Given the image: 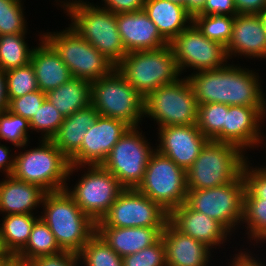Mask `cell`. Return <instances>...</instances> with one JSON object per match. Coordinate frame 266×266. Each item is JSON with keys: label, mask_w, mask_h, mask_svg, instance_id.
Wrapping results in <instances>:
<instances>
[{"label": "cell", "mask_w": 266, "mask_h": 266, "mask_svg": "<svg viewBox=\"0 0 266 266\" xmlns=\"http://www.w3.org/2000/svg\"><path fill=\"white\" fill-rule=\"evenodd\" d=\"M186 77L198 105L221 103L228 106L266 107L260 77L254 70L227 63L219 69L193 71Z\"/></svg>", "instance_id": "obj_1"}, {"label": "cell", "mask_w": 266, "mask_h": 266, "mask_svg": "<svg viewBox=\"0 0 266 266\" xmlns=\"http://www.w3.org/2000/svg\"><path fill=\"white\" fill-rule=\"evenodd\" d=\"M65 1L60 7L72 19L70 27L116 67L127 54L118 31L117 14L87 1Z\"/></svg>", "instance_id": "obj_2"}, {"label": "cell", "mask_w": 266, "mask_h": 266, "mask_svg": "<svg viewBox=\"0 0 266 266\" xmlns=\"http://www.w3.org/2000/svg\"><path fill=\"white\" fill-rule=\"evenodd\" d=\"M40 218L53 233L62 250L78 253L96 233V223L66 191L46 192ZM44 214V215H43Z\"/></svg>", "instance_id": "obj_3"}, {"label": "cell", "mask_w": 266, "mask_h": 266, "mask_svg": "<svg viewBox=\"0 0 266 266\" xmlns=\"http://www.w3.org/2000/svg\"><path fill=\"white\" fill-rule=\"evenodd\" d=\"M244 155L234 145L208 140L186 171L187 189L213 188L236 180L248 160Z\"/></svg>", "instance_id": "obj_4"}, {"label": "cell", "mask_w": 266, "mask_h": 266, "mask_svg": "<svg viewBox=\"0 0 266 266\" xmlns=\"http://www.w3.org/2000/svg\"><path fill=\"white\" fill-rule=\"evenodd\" d=\"M115 68L143 97L181 76L169 45L128 52Z\"/></svg>", "instance_id": "obj_5"}, {"label": "cell", "mask_w": 266, "mask_h": 266, "mask_svg": "<svg viewBox=\"0 0 266 266\" xmlns=\"http://www.w3.org/2000/svg\"><path fill=\"white\" fill-rule=\"evenodd\" d=\"M38 147L16 153L12 176L40 186L46 192L67 187L69 159L51 140H41Z\"/></svg>", "instance_id": "obj_6"}, {"label": "cell", "mask_w": 266, "mask_h": 266, "mask_svg": "<svg viewBox=\"0 0 266 266\" xmlns=\"http://www.w3.org/2000/svg\"><path fill=\"white\" fill-rule=\"evenodd\" d=\"M143 97L114 68L108 75L91 82V104L101 116L115 118L138 127L144 117Z\"/></svg>", "instance_id": "obj_7"}, {"label": "cell", "mask_w": 266, "mask_h": 266, "mask_svg": "<svg viewBox=\"0 0 266 266\" xmlns=\"http://www.w3.org/2000/svg\"><path fill=\"white\" fill-rule=\"evenodd\" d=\"M42 36L59 54L74 78L92 82L108 75L115 68L70 26L61 32H46Z\"/></svg>", "instance_id": "obj_8"}, {"label": "cell", "mask_w": 266, "mask_h": 266, "mask_svg": "<svg viewBox=\"0 0 266 266\" xmlns=\"http://www.w3.org/2000/svg\"><path fill=\"white\" fill-rule=\"evenodd\" d=\"M162 85L150 92L144 101V117L152 118L158 127L196 124L198 102L187 79Z\"/></svg>", "instance_id": "obj_9"}, {"label": "cell", "mask_w": 266, "mask_h": 266, "mask_svg": "<svg viewBox=\"0 0 266 266\" xmlns=\"http://www.w3.org/2000/svg\"><path fill=\"white\" fill-rule=\"evenodd\" d=\"M136 189L169 213L186 201V171L155 150L147 164L144 178Z\"/></svg>", "instance_id": "obj_10"}, {"label": "cell", "mask_w": 266, "mask_h": 266, "mask_svg": "<svg viewBox=\"0 0 266 266\" xmlns=\"http://www.w3.org/2000/svg\"><path fill=\"white\" fill-rule=\"evenodd\" d=\"M187 190L185 203L191 209L219 222L230 235L239 227L238 225H242L245 191V181L242 174L228 184L201 190Z\"/></svg>", "instance_id": "obj_11"}, {"label": "cell", "mask_w": 266, "mask_h": 266, "mask_svg": "<svg viewBox=\"0 0 266 266\" xmlns=\"http://www.w3.org/2000/svg\"><path fill=\"white\" fill-rule=\"evenodd\" d=\"M139 130L140 126L130 127L112 147L102 164L125 188L138 187L144 178L149 159L156 150Z\"/></svg>", "instance_id": "obj_12"}, {"label": "cell", "mask_w": 266, "mask_h": 266, "mask_svg": "<svg viewBox=\"0 0 266 266\" xmlns=\"http://www.w3.org/2000/svg\"><path fill=\"white\" fill-rule=\"evenodd\" d=\"M84 172L74 188L65 189L79 208L97 223L126 188L102 165L88 166Z\"/></svg>", "instance_id": "obj_13"}, {"label": "cell", "mask_w": 266, "mask_h": 266, "mask_svg": "<svg viewBox=\"0 0 266 266\" xmlns=\"http://www.w3.org/2000/svg\"><path fill=\"white\" fill-rule=\"evenodd\" d=\"M168 212L136 188H126L96 227L164 228Z\"/></svg>", "instance_id": "obj_14"}, {"label": "cell", "mask_w": 266, "mask_h": 266, "mask_svg": "<svg viewBox=\"0 0 266 266\" xmlns=\"http://www.w3.org/2000/svg\"><path fill=\"white\" fill-rule=\"evenodd\" d=\"M169 46L175 56L180 74L189 67L197 70L196 72L219 69L229 60L225 47L205 37L193 22L177 35Z\"/></svg>", "instance_id": "obj_15"}, {"label": "cell", "mask_w": 266, "mask_h": 266, "mask_svg": "<svg viewBox=\"0 0 266 266\" xmlns=\"http://www.w3.org/2000/svg\"><path fill=\"white\" fill-rule=\"evenodd\" d=\"M129 128L123 121L99 115L85 133L80 150L69 160L68 179L75 170L77 172L86 166L102 165L112 147Z\"/></svg>", "instance_id": "obj_16"}, {"label": "cell", "mask_w": 266, "mask_h": 266, "mask_svg": "<svg viewBox=\"0 0 266 266\" xmlns=\"http://www.w3.org/2000/svg\"><path fill=\"white\" fill-rule=\"evenodd\" d=\"M157 129L159 146L155 149L185 171L192 166L208 141L196 124L164 126Z\"/></svg>", "instance_id": "obj_17"}, {"label": "cell", "mask_w": 266, "mask_h": 266, "mask_svg": "<svg viewBox=\"0 0 266 266\" xmlns=\"http://www.w3.org/2000/svg\"><path fill=\"white\" fill-rule=\"evenodd\" d=\"M263 117H266V107L228 106L225 119V143L234 145L243 152L249 148L259 147L264 141L260 130Z\"/></svg>", "instance_id": "obj_18"}, {"label": "cell", "mask_w": 266, "mask_h": 266, "mask_svg": "<svg viewBox=\"0 0 266 266\" xmlns=\"http://www.w3.org/2000/svg\"><path fill=\"white\" fill-rule=\"evenodd\" d=\"M228 59L233 56L266 60V26L260 14H237L232 36L225 47Z\"/></svg>", "instance_id": "obj_19"}, {"label": "cell", "mask_w": 266, "mask_h": 266, "mask_svg": "<svg viewBox=\"0 0 266 266\" xmlns=\"http://www.w3.org/2000/svg\"><path fill=\"white\" fill-rule=\"evenodd\" d=\"M168 222L182 234L203 242L212 250L216 246L220 248L230 234L219 222L191 209L185 202L168 213Z\"/></svg>", "instance_id": "obj_20"}, {"label": "cell", "mask_w": 266, "mask_h": 266, "mask_svg": "<svg viewBox=\"0 0 266 266\" xmlns=\"http://www.w3.org/2000/svg\"><path fill=\"white\" fill-rule=\"evenodd\" d=\"M117 25L127 53L155 50L169 45L144 10L117 14Z\"/></svg>", "instance_id": "obj_21"}, {"label": "cell", "mask_w": 266, "mask_h": 266, "mask_svg": "<svg viewBox=\"0 0 266 266\" xmlns=\"http://www.w3.org/2000/svg\"><path fill=\"white\" fill-rule=\"evenodd\" d=\"M161 238L165 244L167 266H208L211 248L176 230L169 222Z\"/></svg>", "instance_id": "obj_22"}, {"label": "cell", "mask_w": 266, "mask_h": 266, "mask_svg": "<svg viewBox=\"0 0 266 266\" xmlns=\"http://www.w3.org/2000/svg\"><path fill=\"white\" fill-rule=\"evenodd\" d=\"M38 47H34L30 63L33 66L38 82V89L47 93L56 89L73 76L67 65L62 61L55 49L41 36Z\"/></svg>", "instance_id": "obj_23"}, {"label": "cell", "mask_w": 266, "mask_h": 266, "mask_svg": "<svg viewBox=\"0 0 266 266\" xmlns=\"http://www.w3.org/2000/svg\"><path fill=\"white\" fill-rule=\"evenodd\" d=\"M0 181V213L34 214L33 210L42 204L46 191L40 186L5 175Z\"/></svg>", "instance_id": "obj_24"}, {"label": "cell", "mask_w": 266, "mask_h": 266, "mask_svg": "<svg viewBox=\"0 0 266 266\" xmlns=\"http://www.w3.org/2000/svg\"><path fill=\"white\" fill-rule=\"evenodd\" d=\"M164 228L96 227V232L120 256L135 254L157 243Z\"/></svg>", "instance_id": "obj_25"}, {"label": "cell", "mask_w": 266, "mask_h": 266, "mask_svg": "<svg viewBox=\"0 0 266 266\" xmlns=\"http://www.w3.org/2000/svg\"><path fill=\"white\" fill-rule=\"evenodd\" d=\"M143 10L168 43L193 22L185 6L169 0H145Z\"/></svg>", "instance_id": "obj_26"}, {"label": "cell", "mask_w": 266, "mask_h": 266, "mask_svg": "<svg viewBox=\"0 0 266 266\" xmlns=\"http://www.w3.org/2000/svg\"><path fill=\"white\" fill-rule=\"evenodd\" d=\"M99 115L92 104L76 111L64 118L51 141L70 160L80 150L85 133Z\"/></svg>", "instance_id": "obj_27"}, {"label": "cell", "mask_w": 266, "mask_h": 266, "mask_svg": "<svg viewBox=\"0 0 266 266\" xmlns=\"http://www.w3.org/2000/svg\"><path fill=\"white\" fill-rule=\"evenodd\" d=\"M46 97L64 117H68L91 104V82L73 77L49 90Z\"/></svg>", "instance_id": "obj_28"}, {"label": "cell", "mask_w": 266, "mask_h": 266, "mask_svg": "<svg viewBox=\"0 0 266 266\" xmlns=\"http://www.w3.org/2000/svg\"><path fill=\"white\" fill-rule=\"evenodd\" d=\"M34 214H10L3 216L0 231L6 249L16 255L27 243L35 221Z\"/></svg>", "instance_id": "obj_29"}, {"label": "cell", "mask_w": 266, "mask_h": 266, "mask_svg": "<svg viewBox=\"0 0 266 266\" xmlns=\"http://www.w3.org/2000/svg\"><path fill=\"white\" fill-rule=\"evenodd\" d=\"M61 251L53 233L39 217L32 227L26 245L15 256L30 261L39 256L52 255Z\"/></svg>", "instance_id": "obj_30"}, {"label": "cell", "mask_w": 266, "mask_h": 266, "mask_svg": "<svg viewBox=\"0 0 266 266\" xmlns=\"http://www.w3.org/2000/svg\"><path fill=\"white\" fill-rule=\"evenodd\" d=\"M227 104H199L196 126L208 139L225 143V119Z\"/></svg>", "instance_id": "obj_31"}, {"label": "cell", "mask_w": 266, "mask_h": 266, "mask_svg": "<svg viewBox=\"0 0 266 266\" xmlns=\"http://www.w3.org/2000/svg\"><path fill=\"white\" fill-rule=\"evenodd\" d=\"M25 34L0 35V69H10L25 66L30 63L34 48H29Z\"/></svg>", "instance_id": "obj_32"}, {"label": "cell", "mask_w": 266, "mask_h": 266, "mask_svg": "<svg viewBox=\"0 0 266 266\" xmlns=\"http://www.w3.org/2000/svg\"><path fill=\"white\" fill-rule=\"evenodd\" d=\"M78 255L84 266H123L122 257L97 232L78 252Z\"/></svg>", "instance_id": "obj_33"}, {"label": "cell", "mask_w": 266, "mask_h": 266, "mask_svg": "<svg viewBox=\"0 0 266 266\" xmlns=\"http://www.w3.org/2000/svg\"><path fill=\"white\" fill-rule=\"evenodd\" d=\"M247 228L248 239L264 243L266 241V201L265 199H243L242 222ZM266 243V242H265Z\"/></svg>", "instance_id": "obj_34"}, {"label": "cell", "mask_w": 266, "mask_h": 266, "mask_svg": "<svg viewBox=\"0 0 266 266\" xmlns=\"http://www.w3.org/2000/svg\"><path fill=\"white\" fill-rule=\"evenodd\" d=\"M234 17L220 14L194 15L193 23L205 37L226 47L232 36Z\"/></svg>", "instance_id": "obj_35"}, {"label": "cell", "mask_w": 266, "mask_h": 266, "mask_svg": "<svg viewBox=\"0 0 266 266\" xmlns=\"http://www.w3.org/2000/svg\"><path fill=\"white\" fill-rule=\"evenodd\" d=\"M29 129V121L24 117L11 113L8 109L0 113V140L12 143L14 148H26Z\"/></svg>", "instance_id": "obj_36"}, {"label": "cell", "mask_w": 266, "mask_h": 266, "mask_svg": "<svg viewBox=\"0 0 266 266\" xmlns=\"http://www.w3.org/2000/svg\"><path fill=\"white\" fill-rule=\"evenodd\" d=\"M64 116L46 99L29 121L30 130L41 132L42 140H51L64 121Z\"/></svg>", "instance_id": "obj_37"}, {"label": "cell", "mask_w": 266, "mask_h": 266, "mask_svg": "<svg viewBox=\"0 0 266 266\" xmlns=\"http://www.w3.org/2000/svg\"><path fill=\"white\" fill-rule=\"evenodd\" d=\"M8 98H18L37 91L38 82L31 63L5 72Z\"/></svg>", "instance_id": "obj_38"}, {"label": "cell", "mask_w": 266, "mask_h": 266, "mask_svg": "<svg viewBox=\"0 0 266 266\" xmlns=\"http://www.w3.org/2000/svg\"><path fill=\"white\" fill-rule=\"evenodd\" d=\"M22 0H0V35L27 33Z\"/></svg>", "instance_id": "obj_39"}, {"label": "cell", "mask_w": 266, "mask_h": 266, "mask_svg": "<svg viewBox=\"0 0 266 266\" xmlns=\"http://www.w3.org/2000/svg\"><path fill=\"white\" fill-rule=\"evenodd\" d=\"M250 161H246L242 169L245 181V191L243 199H265L266 201V167L249 166Z\"/></svg>", "instance_id": "obj_40"}, {"label": "cell", "mask_w": 266, "mask_h": 266, "mask_svg": "<svg viewBox=\"0 0 266 266\" xmlns=\"http://www.w3.org/2000/svg\"><path fill=\"white\" fill-rule=\"evenodd\" d=\"M123 266H167L162 238L154 245L122 258Z\"/></svg>", "instance_id": "obj_41"}, {"label": "cell", "mask_w": 266, "mask_h": 266, "mask_svg": "<svg viewBox=\"0 0 266 266\" xmlns=\"http://www.w3.org/2000/svg\"><path fill=\"white\" fill-rule=\"evenodd\" d=\"M46 99L45 92L41 90L33 91L18 98H8L7 109L11 113L20 115L30 121Z\"/></svg>", "instance_id": "obj_42"}, {"label": "cell", "mask_w": 266, "mask_h": 266, "mask_svg": "<svg viewBox=\"0 0 266 266\" xmlns=\"http://www.w3.org/2000/svg\"><path fill=\"white\" fill-rule=\"evenodd\" d=\"M80 261L78 253L62 250L56 254L36 257L29 262L31 266H80Z\"/></svg>", "instance_id": "obj_43"}, {"label": "cell", "mask_w": 266, "mask_h": 266, "mask_svg": "<svg viewBox=\"0 0 266 266\" xmlns=\"http://www.w3.org/2000/svg\"><path fill=\"white\" fill-rule=\"evenodd\" d=\"M228 15L236 16L234 0H206L203 8L195 15Z\"/></svg>", "instance_id": "obj_44"}, {"label": "cell", "mask_w": 266, "mask_h": 266, "mask_svg": "<svg viewBox=\"0 0 266 266\" xmlns=\"http://www.w3.org/2000/svg\"><path fill=\"white\" fill-rule=\"evenodd\" d=\"M103 8L114 14L143 10L145 0H102Z\"/></svg>", "instance_id": "obj_45"}, {"label": "cell", "mask_w": 266, "mask_h": 266, "mask_svg": "<svg viewBox=\"0 0 266 266\" xmlns=\"http://www.w3.org/2000/svg\"><path fill=\"white\" fill-rule=\"evenodd\" d=\"M238 14H261L266 0H234Z\"/></svg>", "instance_id": "obj_46"}, {"label": "cell", "mask_w": 266, "mask_h": 266, "mask_svg": "<svg viewBox=\"0 0 266 266\" xmlns=\"http://www.w3.org/2000/svg\"><path fill=\"white\" fill-rule=\"evenodd\" d=\"M10 152L8 146L0 143V171L5 175H11L14 169L15 154L12 156Z\"/></svg>", "instance_id": "obj_47"}, {"label": "cell", "mask_w": 266, "mask_h": 266, "mask_svg": "<svg viewBox=\"0 0 266 266\" xmlns=\"http://www.w3.org/2000/svg\"><path fill=\"white\" fill-rule=\"evenodd\" d=\"M249 253L251 252L249 251L242 252L241 250L238 254H235V257L232 258L233 260L229 266H265V264H262L261 260L260 261L259 259L256 260V258L252 256L253 254Z\"/></svg>", "instance_id": "obj_48"}, {"label": "cell", "mask_w": 266, "mask_h": 266, "mask_svg": "<svg viewBox=\"0 0 266 266\" xmlns=\"http://www.w3.org/2000/svg\"><path fill=\"white\" fill-rule=\"evenodd\" d=\"M8 97L6 88V75L5 71L0 69V113L4 112L8 108Z\"/></svg>", "instance_id": "obj_49"}, {"label": "cell", "mask_w": 266, "mask_h": 266, "mask_svg": "<svg viewBox=\"0 0 266 266\" xmlns=\"http://www.w3.org/2000/svg\"><path fill=\"white\" fill-rule=\"evenodd\" d=\"M206 0H185V9L194 16L204 6Z\"/></svg>", "instance_id": "obj_50"}, {"label": "cell", "mask_w": 266, "mask_h": 266, "mask_svg": "<svg viewBox=\"0 0 266 266\" xmlns=\"http://www.w3.org/2000/svg\"><path fill=\"white\" fill-rule=\"evenodd\" d=\"M5 266H31L30 262L24 259H21L17 256H13Z\"/></svg>", "instance_id": "obj_51"}, {"label": "cell", "mask_w": 266, "mask_h": 266, "mask_svg": "<svg viewBox=\"0 0 266 266\" xmlns=\"http://www.w3.org/2000/svg\"><path fill=\"white\" fill-rule=\"evenodd\" d=\"M13 256L14 255L6 249L0 231V257H13Z\"/></svg>", "instance_id": "obj_52"}, {"label": "cell", "mask_w": 266, "mask_h": 266, "mask_svg": "<svg viewBox=\"0 0 266 266\" xmlns=\"http://www.w3.org/2000/svg\"><path fill=\"white\" fill-rule=\"evenodd\" d=\"M12 257H0V266H5Z\"/></svg>", "instance_id": "obj_53"}, {"label": "cell", "mask_w": 266, "mask_h": 266, "mask_svg": "<svg viewBox=\"0 0 266 266\" xmlns=\"http://www.w3.org/2000/svg\"><path fill=\"white\" fill-rule=\"evenodd\" d=\"M169 1L178 3V4L182 5V6H185V0H169Z\"/></svg>", "instance_id": "obj_54"}, {"label": "cell", "mask_w": 266, "mask_h": 266, "mask_svg": "<svg viewBox=\"0 0 266 266\" xmlns=\"http://www.w3.org/2000/svg\"><path fill=\"white\" fill-rule=\"evenodd\" d=\"M262 16V19L264 20L265 26H266V8L261 12L260 14Z\"/></svg>", "instance_id": "obj_55"}]
</instances>
